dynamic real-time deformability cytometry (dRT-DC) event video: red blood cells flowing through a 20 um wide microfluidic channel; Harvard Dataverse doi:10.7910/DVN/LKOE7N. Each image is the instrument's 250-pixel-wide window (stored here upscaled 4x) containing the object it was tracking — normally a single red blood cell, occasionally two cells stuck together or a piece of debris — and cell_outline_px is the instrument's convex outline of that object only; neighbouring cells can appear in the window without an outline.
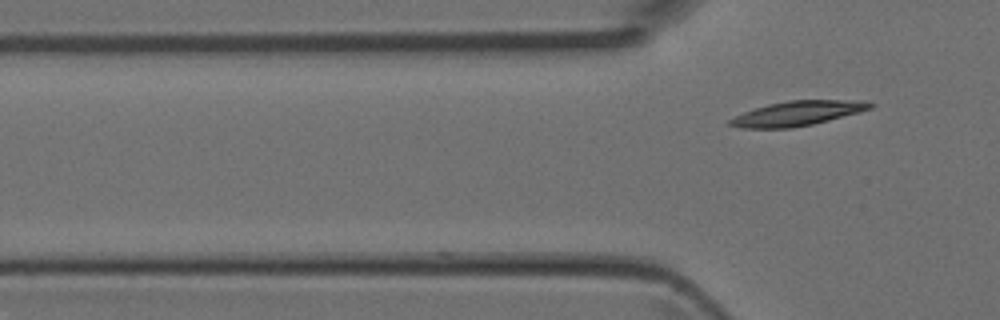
{"species": "Egyptian fruit bat (a non-hibernating species)", "species_latin": "Rousettus aegyptiacus", "temperature_condition": "room temperature", "stored_images_in_passage": 2, "camera_frame_rate_fps": 3000, "um_per_image_px": 0.085, "animal": {"sex": "female"}, "frame": {"image": 1, "passage_image": 2, "time_ms": 0.333, "image_size_px": [1000, 320], "cell_outline_px": [[876, 104], [872, 108], [860, 112], [812, 124], [792, 128], [740, 128], [728, 124], [728, 120], [744, 112], [768, 104], [788, 100], [864, 100]], "centroid_in_image_um": [67.82, 9.63], "position_along_channel_um": 58.0, "area_um2": 20.11}}